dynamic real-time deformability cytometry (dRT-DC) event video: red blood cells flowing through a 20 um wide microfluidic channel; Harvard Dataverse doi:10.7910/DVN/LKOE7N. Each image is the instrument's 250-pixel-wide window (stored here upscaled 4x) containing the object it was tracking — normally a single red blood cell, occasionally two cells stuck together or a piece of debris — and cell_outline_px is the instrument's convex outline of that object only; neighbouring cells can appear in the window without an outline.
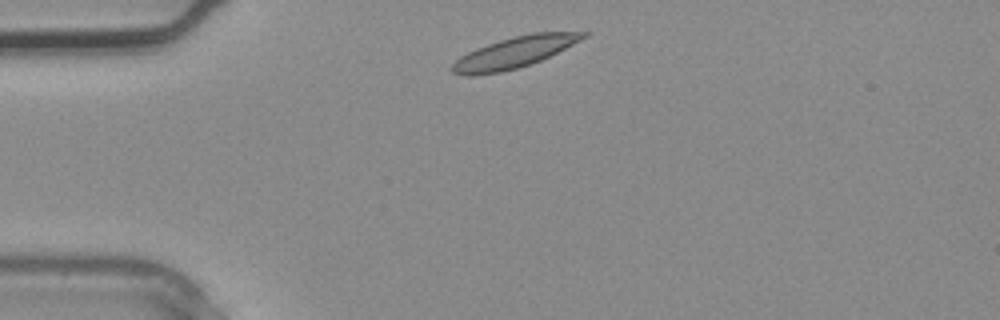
{"species": "common noctule bat (a hibernating species)", "species_latin": "Nyctalus noctula", "temperature_condition": "warm", "stored_images_in_passage": 1, "camera_frame_rate_fps": 3000, "um_per_image_px": 0.085, "animal": {"sex": "male", "body_mass_g": 20.4}, "frame": {"image": 1, "passage_image": 1, "time_ms": 0.0, "image_size_px": [1000, 320], "cell_outline_px": [[588, 36], [540, 60], [516, 68], [500, 72], [472, 76], [464, 76], [452, 72], [448, 68], [460, 56], [476, 48], [500, 40], [532, 32], [588, 32]], "centroid_in_image_um": [43.64, 4.46], "position_along_channel_um": 41.4, "area_um2": 23.35}}